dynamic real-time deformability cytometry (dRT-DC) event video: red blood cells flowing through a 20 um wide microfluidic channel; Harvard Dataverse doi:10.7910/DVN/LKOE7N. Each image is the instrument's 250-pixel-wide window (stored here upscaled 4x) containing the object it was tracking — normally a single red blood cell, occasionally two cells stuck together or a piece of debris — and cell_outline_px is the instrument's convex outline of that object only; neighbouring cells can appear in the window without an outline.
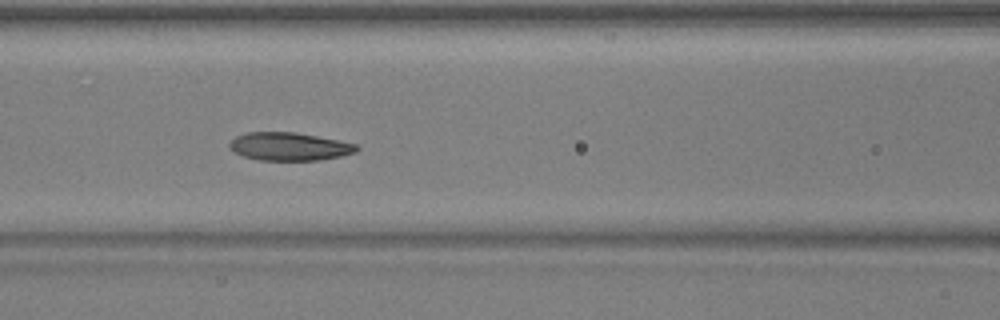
{"species": "common noctule bat (a hibernating species)", "species_latin": "Nyctalus noctula", "temperature_condition": "warm", "stored_images_in_passage": 41, "camera_frame_rate_fps": 3000, "um_per_image_px": 0.085, "animal": {"sex": "male", "body_mass_g": 17.9, "forearm_length_mm": 54.2}, "frame": {"image": 1, "passage_image": 11, "time_ms": 3.333, "image_size_px": [1000, 320], "cell_outline_px": [[360, 148], [356, 152], [340, 156], [320, 160], [260, 160], [244, 156], [232, 152], [228, 148], [228, 144], [236, 136], [248, 132], [296, 132], [356, 144]], "centroid_in_image_um": [24.55, 12.45], "position_along_channel_um": 142.0, "area_um2": 20.75}}
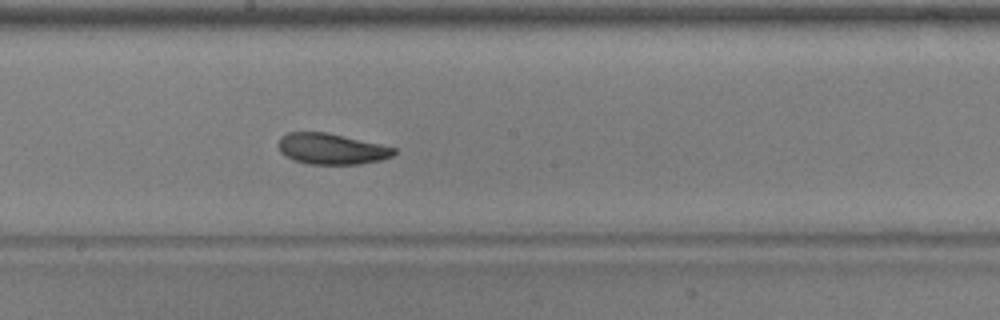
{"frame": {"image": 2, "passage_image": 17, "time_ms": 5.333, "image_size_px": [1000, 320], "cell_outline_px": [[396, 152], [392, 156], [380, 160], [360, 164], [308, 164], [292, 160], [284, 156], [280, 152], [276, 144], [280, 136], [288, 132], [328, 132], [380, 144], [396, 148]], "centroid_in_image_um": [28.11, 12.65], "position_along_channel_um": 220.1, "area_um2": 21.1}}
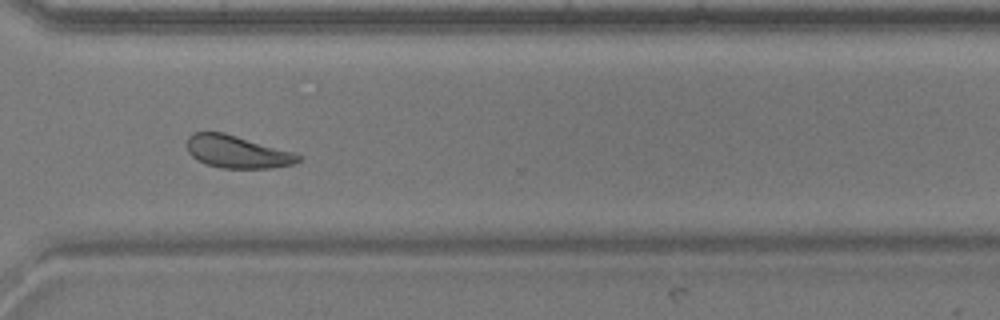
{"frame": {"image": 3, "passage_image": 27, "time_ms": 8.667, "image_size_px": [1000, 320], "cell_outline_px": [[300, 160], [292, 164], [268, 168], [220, 168], [204, 164], [196, 160], [188, 152], [188, 136], [192, 132], [224, 132], [292, 152], [300, 156]], "centroid_in_image_um": [20.09, 12.9], "position_along_channel_um": 350.5, "area_um2": 20.92}, "authors_computed_cell_mechanics": {"area_um2": 21.4438, "velocity_mm_per_s": 3.9136, "shape_relaxation_time_tau1_ms": 5.1299, "shape_relaxation_time_tau2_ms": 5.6223, "deformation_change_tau1": 0.125, "deformation_change_tau2": 0.1185}}